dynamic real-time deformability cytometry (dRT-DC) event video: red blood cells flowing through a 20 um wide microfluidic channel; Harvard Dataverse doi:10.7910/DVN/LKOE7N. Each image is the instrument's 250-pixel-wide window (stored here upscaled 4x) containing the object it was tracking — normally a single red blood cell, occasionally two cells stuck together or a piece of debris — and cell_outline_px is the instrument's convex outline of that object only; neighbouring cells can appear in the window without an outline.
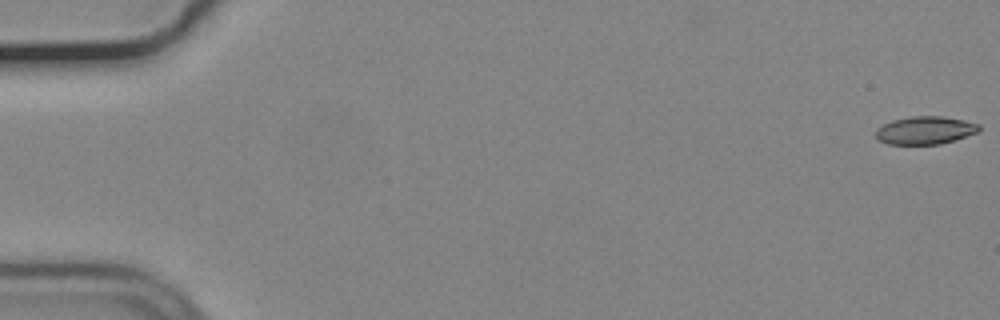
{"species": "common noctule bat (a hibernating species)", "species_latin": "Nyctalus noctula", "temperature_condition": "cold", "stored_images_in_passage": 57, "camera_frame_rate_fps": 3000, "um_per_image_px": 0.085, "animal": {"sex": "male", "body_mass_g": 19.2, "forearm_length_mm": 51.8}, "frame": {"image": 1, "passage_image": 1, "time_ms": 0.0, "image_size_px": [1000, 320], "cell_outline_px": [[980, 132], [940, 144], [888, 144], [880, 140], [876, 136], [876, 128], [892, 120], [912, 116], [940, 116], [964, 120], [980, 124]], "centroid_in_image_um": [78.66, 11.07], "position_along_channel_um": 6.3, "area_um2": 16.76}}
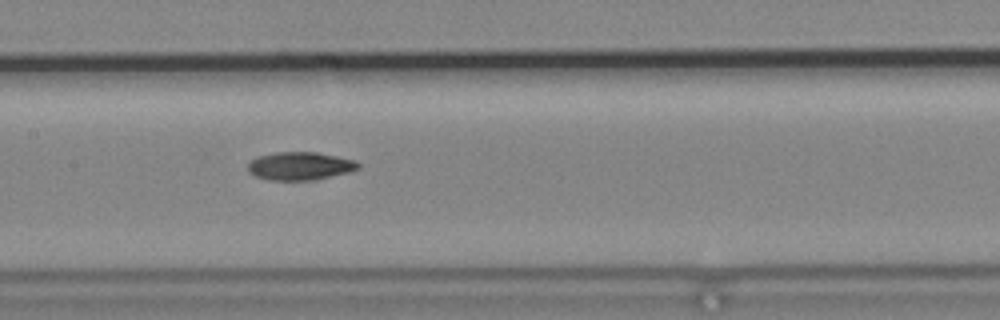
{"frame": {"image": 2, "passage_image": 28, "time_ms": 9.0, "image_size_px": [1000, 320], "cell_outline_px": [[360, 168], [352, 172], [312, 180], [268, 180], [256, 176], [248, 172], [248, 164], [256, 156], [276, 152], [316, 152], [356, 160], [360, 164]], "centroid_in_image_um": [25.52, 14.11], "position_along_channel_um": 181.9, "area_um2": 18.21}}
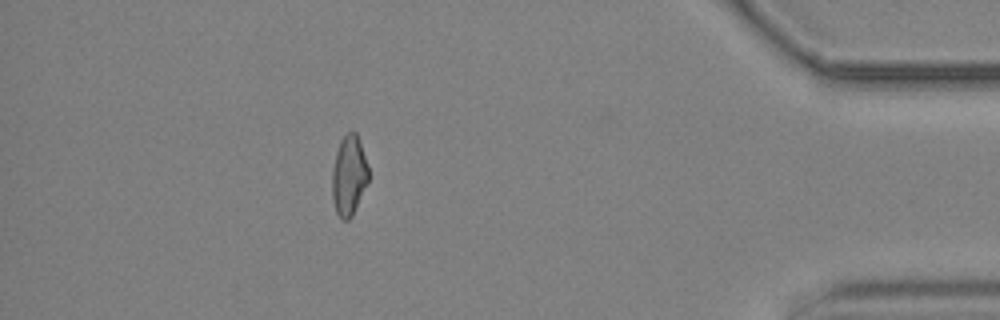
{"frame": {"image": 3, "passage_image": 50, "time_ms": 16.333, "image_size_px": [1000, 320], "cell_outline_px": [[368, 180], [352, 216], [348, 220], [344, 220], [336, 212], [332, 200], [332, 168], [336, 152], [340, 140], [348, 132], [356, 132], [368, 168]], "centroid_in_image_um": [29.63, 14.93], "position_along_channel_um": 405.6, "area_um2": 16.65}}